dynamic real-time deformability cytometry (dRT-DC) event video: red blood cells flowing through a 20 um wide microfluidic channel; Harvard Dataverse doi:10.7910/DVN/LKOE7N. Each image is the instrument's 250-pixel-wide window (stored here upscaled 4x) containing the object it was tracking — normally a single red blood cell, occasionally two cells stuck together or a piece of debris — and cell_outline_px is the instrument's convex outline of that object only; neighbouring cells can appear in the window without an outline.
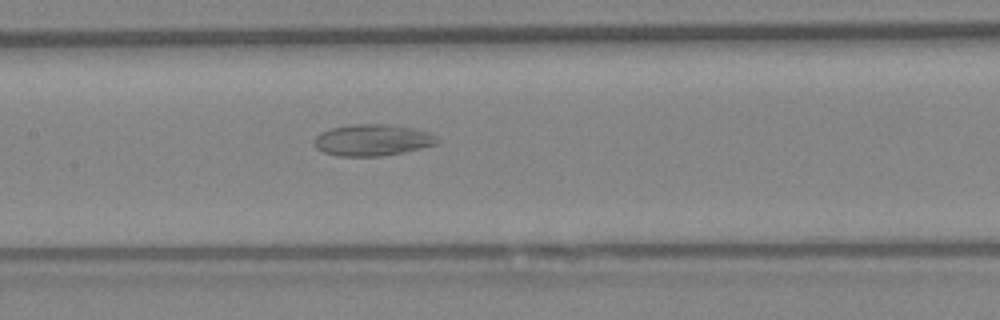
{"species": "Egyptian fruit bat (a non-hibernating species)", "species_latin": "Rousettus aegyptiacus", "temperature_condition": "warm", "stored_images_in_passage": 9, "camera_frame_rate_fps": 3000, "um_per_image_px": 0.085, "animal": {"sex": "female"}, "frame": {"image": 1, "passage_image": 9, "time_ms": 2.667, "image_size_px": [1000, 320], "cell_outline_px": [[440, 140], [436, 144], [420, 148], [380, 156], [340, 156], [324, 152], [316, 148], [312, 144], [312, 140], [320, 132], [332, 128], [352, 124], [392, 124], [412, 128], [428, 132], [436, 136]], "centroid_in_image_um": [31.62, 11.89], "position_along_channel_um": 175.8, "area_um2": 22.54}}